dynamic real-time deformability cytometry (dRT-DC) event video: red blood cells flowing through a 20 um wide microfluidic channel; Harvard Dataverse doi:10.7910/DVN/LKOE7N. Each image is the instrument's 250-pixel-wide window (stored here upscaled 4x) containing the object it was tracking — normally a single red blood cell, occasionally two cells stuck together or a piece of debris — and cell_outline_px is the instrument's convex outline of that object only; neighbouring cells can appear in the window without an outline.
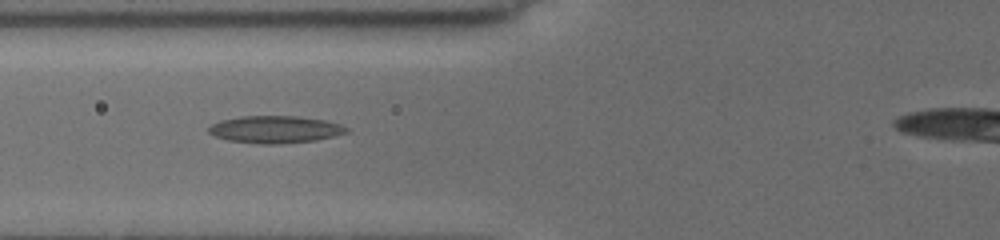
{"species": "common noctule bat (a hibernating species)", "species_latin": "Nyctalus noctula", "temperature_condition": "cold", "stored_images_in_passage": 46, "segment_of_instrument_passage": [1, 2], "camera_frame_rate_fps": 3000, "um_per_image_px": 0.085, "animal": {"sex": "female", "body_mass_g": 19.5, "forearm_length_mm": 54.1}, "frame": {"image": 1, "passage_image": 5, "time_ms": 0.667, "image_size_px": [1000, 240], "cell_outline_px": [[348, 132], [316, 140], [280, 144], [260, 144], [228, 140], [216, 136], [208, 132], [208, 128], [212, 124], [220, 120], [244, 116], [292, 116], [320, 120], [340, 124], [348, 128]], "centroid_in_image_um": [23.35, 11.01], "position_along_channel_um": 102.5, "area_um2": 21.56}}
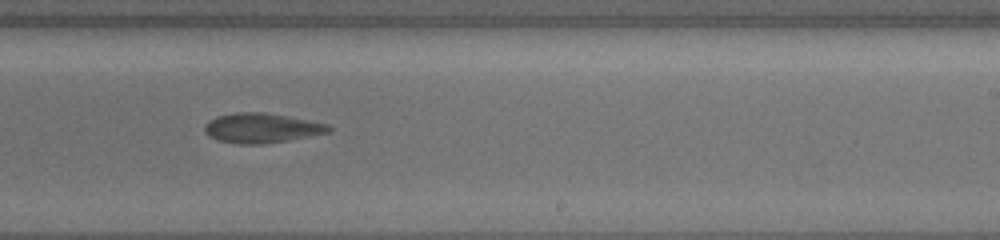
{"frame": {"image": 2, "passage_image": 17, "time_ms": 5.0, "image_size_px": [1000, 240], "cell_outline_px": [[332, 128], [328, 132], [288, 140], [264, 144], [240, 144], [216, 140], [208, 136], [204, 128], [208, 120], [216, 116], [236, 112], [264, 112], [308, 120], [328, 124]], "centroid_in_image_um": [22.19, 10.88], "position_along_channel_um": 266.8, "area_um2": 21.39}}
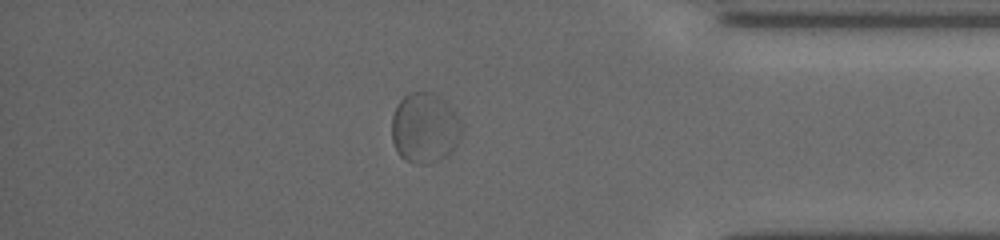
{"frame": {"image": 3, "passage_image": 38, "time_ms": 9.0, "image_size_px": [1000, 240], "cell_outline_px": [[460, 136], [456, 144], [440, 160], [428, 164], [412, 164], [404, 160], [396, 152], [392, 140], [392, 116], [400, 100], [408, 92], [424, 88], [432, 92], [444, 100], [452, 108], [456, 116], [460, 132]], "centroid_in_image_um": [36.03, 10.85], "position_along_channel_um": 399.2, "area_um2": 28.67}}